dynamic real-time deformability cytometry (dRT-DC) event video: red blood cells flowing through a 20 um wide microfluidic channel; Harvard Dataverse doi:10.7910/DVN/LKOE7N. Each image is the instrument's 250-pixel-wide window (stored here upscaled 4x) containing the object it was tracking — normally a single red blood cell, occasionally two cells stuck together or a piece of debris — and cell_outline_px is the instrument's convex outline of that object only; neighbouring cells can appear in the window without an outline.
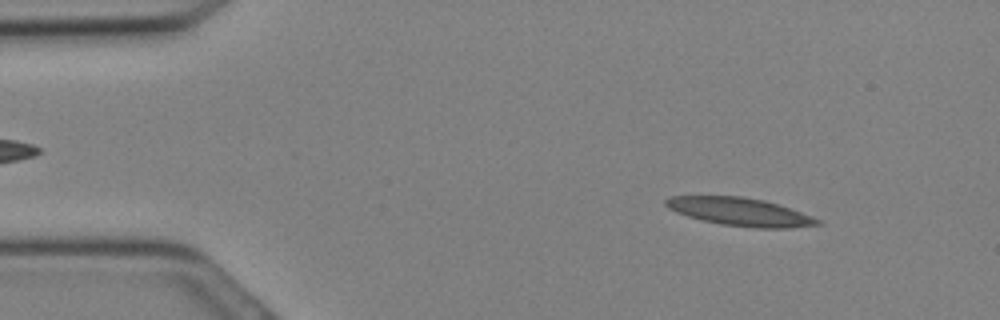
{"species": "Egyptian fruit bat (a non-hibernating species)", "species_latin": "Rousettus aegyptiacus", "temperature_condition": "cold", "stored_images_in_passage": 21, "camera_frame_rate_fps": 3000, "um_per_image_px": 0.085, "animal": {"sex": "female"}, "frame": {"image": 1, "passage_image": 3, "time_ms": 0.667, "image_size_px": [1000, 320], "cell_outline_px": [[824, 224], [788, 228], [756, 228], [720, 224], [688, 216], [676, 212], [668, 208], [664, 204], [664, 200], [672, 196], [740, 196], [764, 200], [824, 220]], "centroid_in_image_um": [62.92, 18.01], "position_along_channel_um": 22.1, "area_um2": 24.68}}
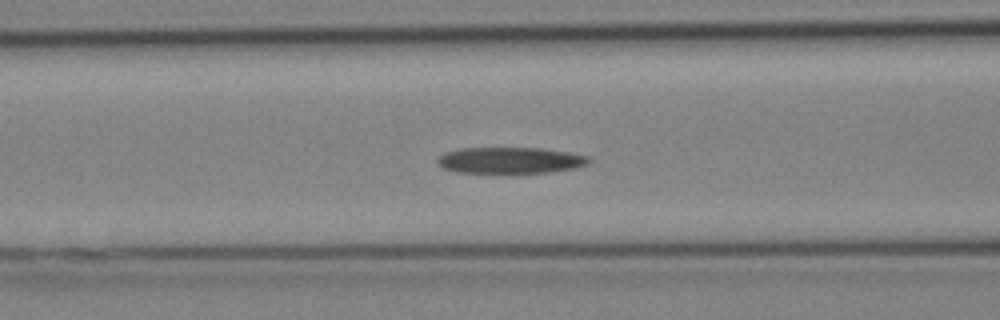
{"frame": {"image": 2, "passage_image": 11, "time_ms": 3.333, "image_size_px": [1000, 320], "cell_outline_px": [[592, 160], [588, 164], [576, 168], [548, 172], [456, 172], [444, 168], [436, 164], [436, 160], [444, 152], [460, 148], [540, 148], [568, 152], [588, 156]], "centroid_in_image_um": [43.36, 13.62], "position_along_channel_um": 123.2, "area_um2": 23.06}}
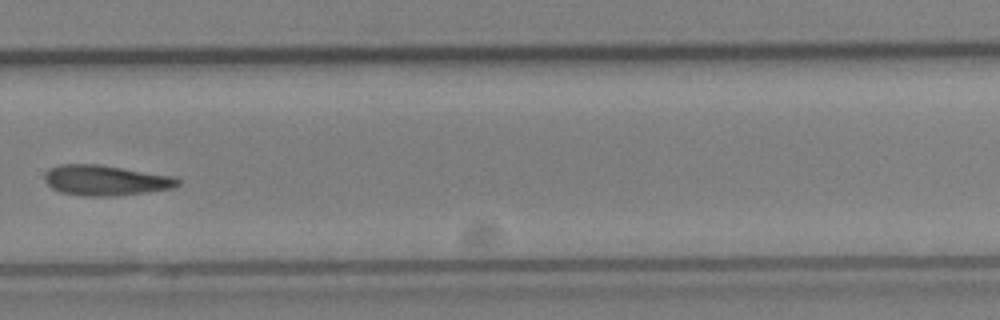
{"frame": {"image": 3, "passage_image": 20, "time_ms": 6.333, "image_size_px": [1000, 320], "cell_outline_px": [[180, 184], [172, 188], [144, 192], [112, 196], [84, 196], [60, 192], [52, 188], [44, 180], [44, 172], [60, 164], [96, 164], [172, 176], [180, 180]], "centroid_in_image_um": [8.93, 15.33], "position_along_channel_um": 320.9, "area_um2": 23.24}}